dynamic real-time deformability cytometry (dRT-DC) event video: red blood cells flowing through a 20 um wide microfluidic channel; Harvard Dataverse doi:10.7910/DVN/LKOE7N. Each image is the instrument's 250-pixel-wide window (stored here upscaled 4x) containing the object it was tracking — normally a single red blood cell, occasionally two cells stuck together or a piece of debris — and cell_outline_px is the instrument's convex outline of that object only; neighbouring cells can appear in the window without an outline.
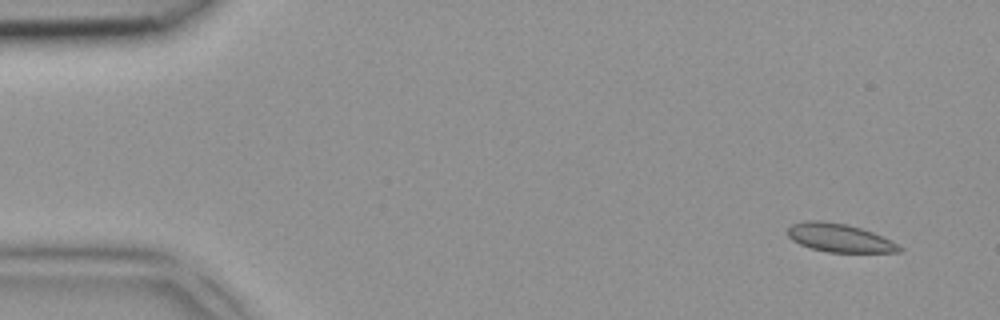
{"species": "common noctule bat (a hibernating species)", "species_latin": "Nyctalus noctula", "temperature_condition": "room temperature", "stored_images_in_passage": 4, "camera_frame_rate_fps": 3000, "um_per_image_px": 0.085, "animal": {"sex": "female", "body_mass_g": 18.4}, "frame": {"image": 1, "passage_image": 1, "time_ms": 0.0, "image_size_px": [1000, 320], "cell_outline_px": [[904, 248], [900, 252], [828, 252], [812, 248], [800, 244], [792, 240], [788, 236], [788, 228], [792, 224], [804, 220], [824, 220], [848, 224], [872, 232]], "centroid_in_image_um": [71.31, 20.2], "position_along_channel_um": 13.7, "area_um2": 18.32}}
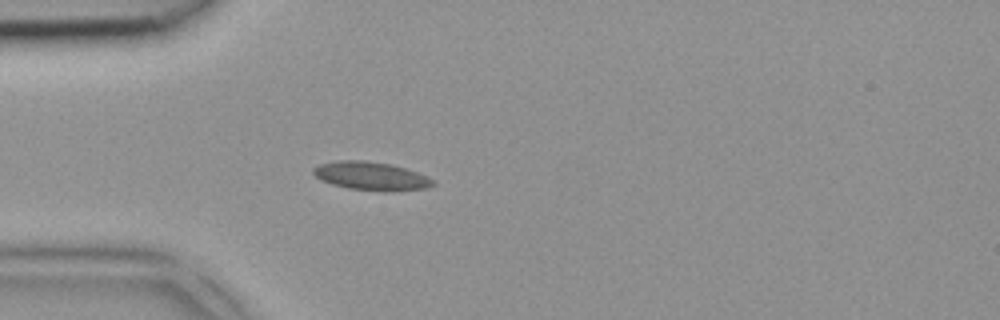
{"frame": {"image": 2, "passage_image": 4, "time_ms": 1.0, "image_size_px": [1000, 320], "cell_outline_px": [[436, 184], [424, 188], [388, 192], [348, 188], [332, 184], [320, 180], [312, 172], [312, 168], [320, 164], [340, 160], [364, 160], [392, 164], [416, 172], [432, 180]], "centroid_in_image_um": [31.5, 14.96], "position_along_channel_um": 53.5, "area_um2": 19.65}}